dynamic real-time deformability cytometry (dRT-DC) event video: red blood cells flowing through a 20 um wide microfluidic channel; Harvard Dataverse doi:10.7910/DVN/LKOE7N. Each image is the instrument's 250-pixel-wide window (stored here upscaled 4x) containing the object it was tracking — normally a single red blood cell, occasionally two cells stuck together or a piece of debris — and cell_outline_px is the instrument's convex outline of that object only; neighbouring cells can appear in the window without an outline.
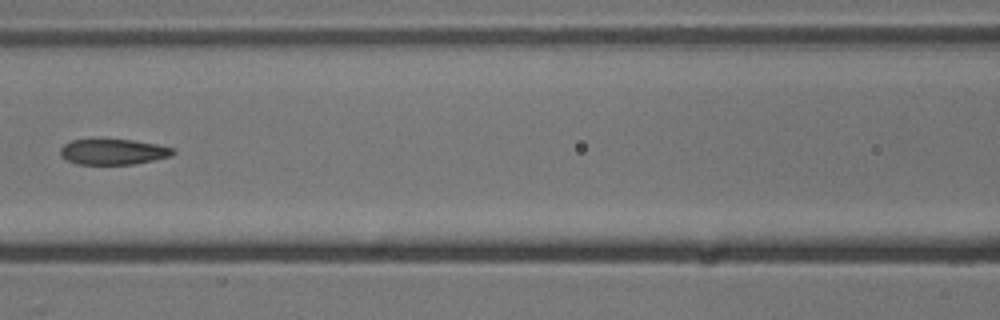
{"species": "common noctule bat (a hibernating species)", "species_latin": "Nyctalus noctula", "temperature_condition": "cold", "stored_images_in_passage": 6, "camera_frame_rate_fps": 3000, "um_per_image_px": 0.085, "animal": {"sex": "male", "body_mass_g": 13.3}, "frame": {"image": 1, "passage_image": 6, "time_ms": 5.667, "image_size_px": [1000, 320], "cell_outline_px": [[176, 152], [172, 156], [132, 164], [76, 164], [60, 156], [60, 148], [64, 144], [72, 140], [132, 140], [156, 144], [172, 148]], "centroid_in_image_um": [9.61, 12.91], "position_along_channel_um": 157.0, "area_um2": 16.59}}